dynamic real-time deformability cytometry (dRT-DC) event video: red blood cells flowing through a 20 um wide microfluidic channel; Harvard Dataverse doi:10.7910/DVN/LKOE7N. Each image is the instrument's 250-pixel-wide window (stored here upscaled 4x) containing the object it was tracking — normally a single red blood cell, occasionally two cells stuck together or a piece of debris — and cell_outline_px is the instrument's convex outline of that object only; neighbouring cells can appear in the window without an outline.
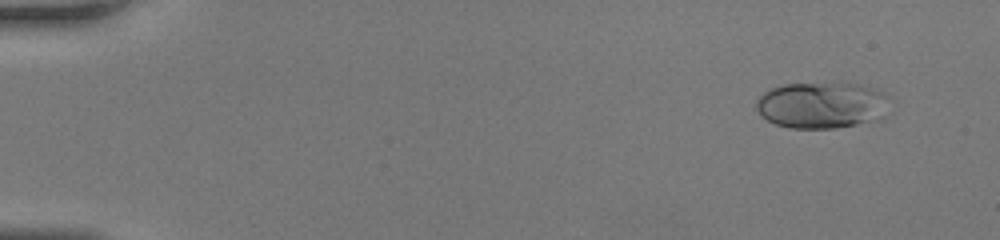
{"species": "human", "species_latin": "Homo sapiens", "temperature_condition": "room temperature", "stored_images_in_passage": 36, "camera_frame_rate_fps": 3000, "um_per_image_px": 0.085, "donor": {"sex": "female"}, "frame": {"image": 1, "passage_image": 1, "time_ms": 0.0, "image_size_px": [1000, 240], "cell_outline_px": [[888, 96], [884, 120], [836, 128], [788, 128], [776, 124], [760, 116], [756, 108], [756, 100], [764, 92], [772, 88], [784, 84], [860, 84], [884, 92]], "centroid_in_image_um": [69.87, 8.96], "position_along_channel_um": 15.1, "area_um2": 36.24}}
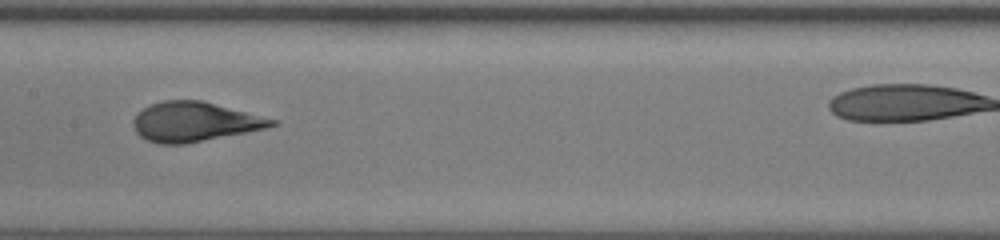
{"frame": {"image": 2, "passage_image": 22, "time_ms": 7.0, "image_size_px": [1000, 240], "cell_outline_px": [[280, 124], [264, 128], [184, 144], [160, 144], [148, 140], [140, 136], [136, 132], [132, 124], [132, 120], [144, 108], [152, 104], [164, 100], [200, 100], [280, 120]], "centroid_in_image_um": [16.54, 10.35], "position_along_channel_um": 190.9, "area_um2": 31.56}}
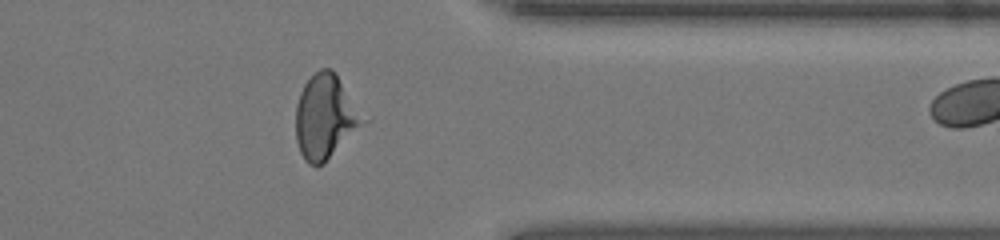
{"frame": {"image": 3, "passage_image": 35, "time_ms": 11.333, "image_size_px": [1000, 240], "cell_outline_px": [[372, 116], [324, 164], [308, 164], [304, 160], [300, 152], [296, 140], [296, 104], [300, 92], [304, 84], [320, 68], [332, 68], [336, 72]], "centroid_in_image_um": [27.77, 9.88], "position_along_channel_um": 383.6, "area_um2": 34.39}}